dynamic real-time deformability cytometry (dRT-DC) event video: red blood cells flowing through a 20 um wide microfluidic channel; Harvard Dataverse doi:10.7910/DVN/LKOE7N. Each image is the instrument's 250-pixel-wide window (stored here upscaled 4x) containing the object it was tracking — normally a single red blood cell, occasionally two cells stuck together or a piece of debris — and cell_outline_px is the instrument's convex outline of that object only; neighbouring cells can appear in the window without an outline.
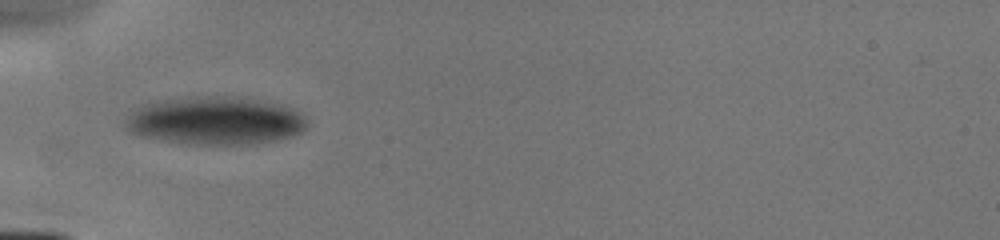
{"species": "human", "species_latin": "Homo sapiens", "temperature_condition": "cold", "stored_images_in_passage": 6, "camera_frame_rate_fps": 3000, "um_per_image_px": 0.085, "donor": {"sex": "male"}, "frame": {"image": 1, "passage_image": 4, "time_ms": 3.0, "image_size_px": [1000, 240], "cell_outline_px": [[308, 128], [304, 132], [280, 140], [252, 144], [196, 144], [168, 140], [144, 136], [132, 132], [124, 128], [124, 124], [128, 116], [140, 104], [164, 100], [192, 96], [224, 96], [280, 104], [296, 108], [308, 120]], "centroid_in_image_um": [18.37, 10.26], "position_along_channel_um": 66.6, "area_um2": 50.81}}
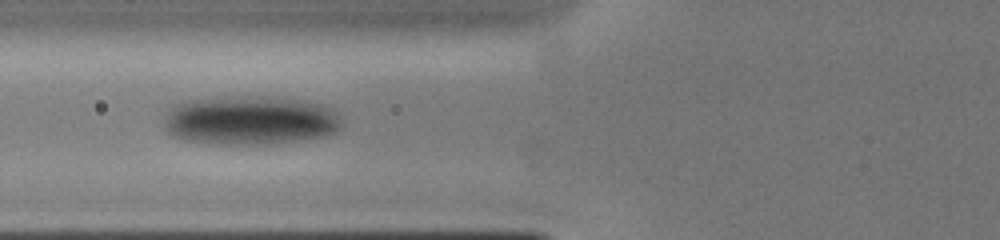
{"frame": {"image": 2, "passage_image": 5, "time_ms": 4.0, "image_size_px": [1000, 240], "cell_outline_px": [[340, 128], [336, 132], [328, 136], [272, 144], [220, 144], [188, 140], [176, 136], [168, 132], [168, 108], [172, 104], [184, 100], [212, 96], [276, 96], [300, 100], [320, 104], [332, 108], [340, 120]], "centroid_in_image_um": [21.29, 10.2], "position_along_channel_um": 104.5, "area_um2": 51.15}}